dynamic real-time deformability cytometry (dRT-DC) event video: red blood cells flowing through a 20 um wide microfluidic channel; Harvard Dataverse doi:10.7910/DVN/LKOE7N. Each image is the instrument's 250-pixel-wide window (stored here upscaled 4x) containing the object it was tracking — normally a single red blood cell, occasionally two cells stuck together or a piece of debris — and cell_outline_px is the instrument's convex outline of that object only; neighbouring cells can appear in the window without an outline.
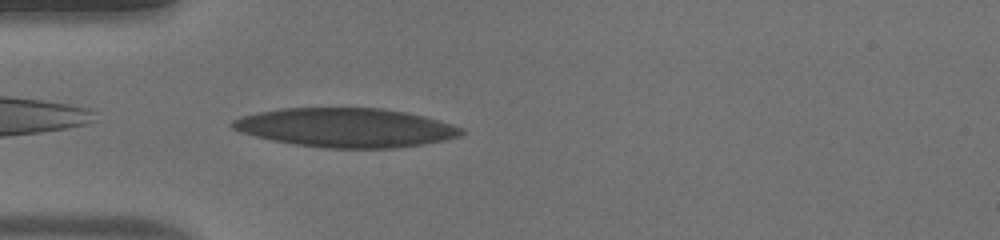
{"species": "human", "species_latin": "Homo sapiens", "temperature_condition": "warm", "stored_images_in_passage": 36, "camera_frame_rate_fps": 3000, "um_per_image_px": 0.085, "donor": {"sex": "male"}, "frame": {"image": 1, "passage_image": 2, "time_ms": 0.333, "image_size_px": [1000, 240], "cell_outline_px": [[464, 132], [460, 136], [444, 140], [424, 144], [396, 148], [324, 148], [292, 144], [272, 140], [240, 132], [232, 128], [228, 124], [232, 120], [240, 116], [280, 108], [380, 108], [408, 112], [424, 116], [452, 124], [464, 128]], "centroid_in_image_um": [29.39, 10.85], "position_along_channel_um": 55.6, "area_um2": 52.37}}
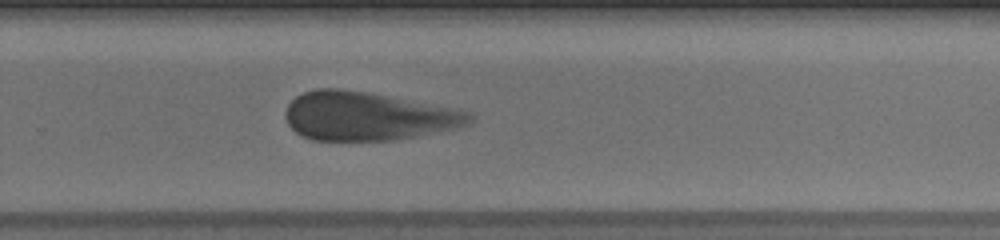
{"frame": {"image": 2, "passage_image": 20, "time_ms": 6.333, "image_size_px": [1000, 240], "cell_outline_px": [[472, 124], [456, 128], [396, 140], [312, 140], [300, 136], [288, 124], [284, 116], [284, 112], [288, 104], [296, 96], [304, 92], [316, 88], [340, 88], [368, 92], [456, 108], [472, 112]], "centroid_in_image_um": [31.25, 9.87], "position_along_channel_um": 298.6, "area_um2": 52.42}}
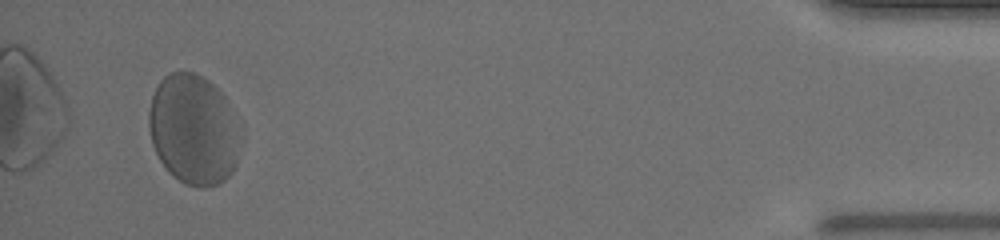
{"frame": {"image": 3, "passage_image": 34, "time_ms": 11.0, "image_size_px": [1000, 240], "cell_outline_px": [[244, 132], [236, 164], [232, 172], [224, 180], [216, 184], [204, 188], [200, 188], [184, 184], [172, 176], [168, 172], [160, 160], [152, 144], [148, 128], [148, 112], [152, 96], [160, 80], [168, 72], [196, 72], [208, 80], [224, 96], [244, 124]], "centroid_in_image_um": [16.51, 11.02], "position_along_channel_um": 418.7, "area_um2": 60.4}}